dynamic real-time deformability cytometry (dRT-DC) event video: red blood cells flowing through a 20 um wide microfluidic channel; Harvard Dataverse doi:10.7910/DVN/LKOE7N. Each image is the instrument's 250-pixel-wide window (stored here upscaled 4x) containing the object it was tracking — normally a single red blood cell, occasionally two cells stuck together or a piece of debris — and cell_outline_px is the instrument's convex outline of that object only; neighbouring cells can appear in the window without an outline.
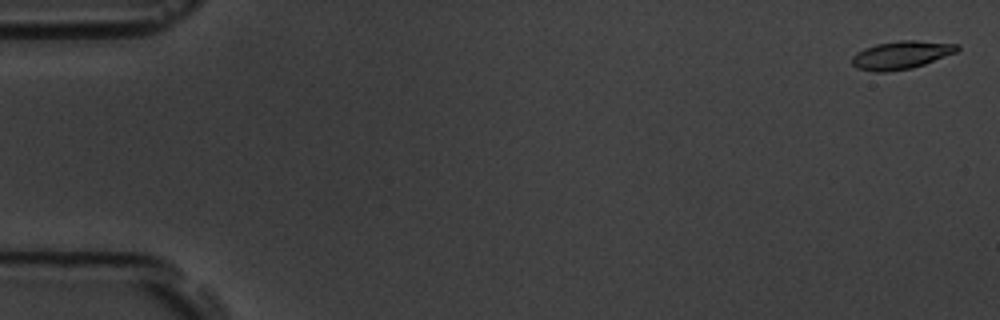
{"species": "common noctule bat (a hibernating species)", "species_latin": "Nyctalus noctula", "temperature_condition": "room temperature", "stored_images_in_passage": 8, "camera_frame_rate_fps": 3000, "um_per_image_px": 0.085, "animal": {"sex": "male", "body_mass_g": 19.5, "forearm_length_mm": 54.6}, "frame": {"image": 1, "passage_image": 1, "time_ms": 0.0, "image_size_px": [1000, 320], "cell_outline_px": [[960, 48], [956, 52], [924, 64], [912, 68], [884, 72], [876, 72], [856, 68], [852, 64], [852, 56], [856, 52], [864, 48], [876, 44], [900, 40], [916, 40], [960, 44]], "centroid_in_image_um": [76.59, 4.67], "position_along_channel_um": 8.4, "area_um2": 17.22}}
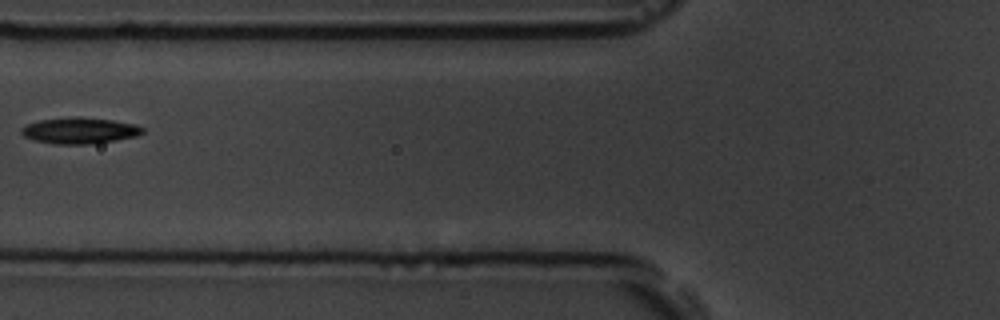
{"frame": {"image": 2, "passage_image": 7, "time_ms": 7.0, "image_size_px": [1000, 320], "cell_outline_px": [[144, 132], [136, 136], [116, 140], [88, 144], [52, 144], [36, 140], [24, 136], [20, 132], [20, 128], [28, 124], [40, 120], [72, 116], [80, 116], [112, 120], [136, 124], [144, 128]], "centroid_in_image_um": [6.77, 11.09], "position_along_channel_um": 119.0, "area_um2": 18.55}}
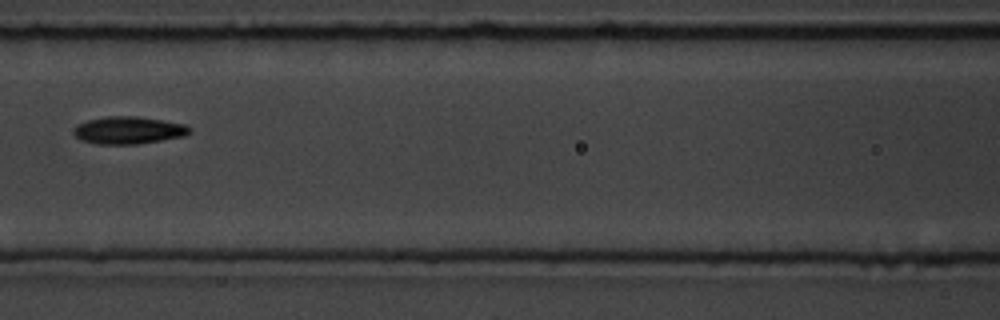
{"frame": {"image": 3, "passage_image": 8, "time_ms": 8.0, "image_size_px": [1000, 320], "cell_outline_px": [[192, 132], [184, 136], [136, 144], [96, 144], [80, 140], [72, 132], [72, 128], [76, 124], [88, 120], [108, 116], [136, 116], [188, 124], [192, 128]], "centroid_in_image_um": [10.92, 11.06], "position_along_channel_um": 155.7, "area_um2": 18.73}}